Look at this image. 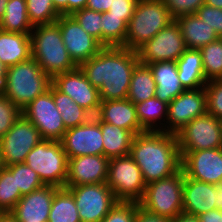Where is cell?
Instances as JSON below:
<instances>
[{"label":"cell","instance_id":"1","mask_svg":"<svg viewBox=\"0 0 222 222\" xmlns=\"http://www.w3.org/2000/svg\"><path fill=\"white\" fill-rule=\"evenodd\" d=\"M138 63L136 51L124 47H104L78 67L99 90L101 101H107L127 98L132 72Z\"/></svg>","mask_w":222,"mask_h":222},{"label":"cell","instance_id":"2","mask_svg":"<svg viewBox=\"0 0 222 222\" xmlns=\"http://www.w3.org/2000/svg\"><path fill=\"white\" fill-rule=\"evenodd\" d=\"M145 184L168 178L181 169L176 134L144 131L133 137L130 154Z\"/></svg>","mask_w":222,"mask_h":222},{"label":"cell","instance_id":"3","mask_svg":"<svg viewBox=\"0 0 222 222\" xmlns=\"http://www.w3.org/2000/svg\"><path fill=\"white\" fill-rule=\"evenodd\" d=\"M32 57L51 79L76 69L56 23L36 25L30 33Z\"/></svg>","mask_w":222,"mask_h":222},{"label":"cell","instance_id":"4","mask_svg":"<svg viewBox=\"0 0 222 222\" xmlns=\"http://www.w3.org/2000/svg\"><path fill=\"white\" fill-rule=\"evenodd\" d=\"M51 83L52 79L31 57L7 69L1 93L22 111L37 96L44 94Z\"/></svg>","mask_w":222,"mask_h":222},{"label":"cell","instance_id":"5","mask_svg":"<svg viewBox=\"0 0 222 222\" xmlns=\"http://www.w3.org/2000/svg\"><path fill=\"white\" fill-rule=\"evenodd\" d=\"M174 20L162 0H138L128 23L125 48L137 51Z\"/></svg>","mask_w":222,"mask_h":222},{"label":"cell","instance_id":"6","mask_svg":"<svg viewBox=\"0 0 222 222\" xmlns=\"http://www.w3.org/2000/svg\"><path fill=\"white\" fill-rule=\"evenodd\" d=\"M184 172L146 185L139 207L148 213L173 220L183 213Z\"/></svg>","mask_w":222,"mask_h":222},{"label":"cell","instance_id":"7","mask_svg":"<svg viewBox=\"0 0 222 222\" xmlns=\"http://www.w3.org/2000/svg\"><path fill=\"white\" fill-rule=\"evenodd\" d=\"M34 170L44 185L65 187L68 176V158L61 141L42 140L24 161Z\"/></svg>","mask_w":222,"mask_h":222},{"label":"cell","instance_id":"8","mask_svg":"<svg viewBox=\"0 0 222 222\" xmlns=\"http://www.w3.org/2000/svg\"><path fill=\"white\" fill-rule=\"evenodd\" d=\"M106 184L118 201L139 202L146 184L136 162L130 155L109 159Z\"/></svg>","mask_w":222,"mask_h":222},{"label":"cell","instance_id":"9","mask_svg":"<svg viewBox=\"0 0 222 222\" xmlns=\"http://www.w3.org/2000/svg\"><path fill=\"white\" fill-rule=\"evenodd\" d=\"M179 152L222 147L221 120L206 112L176 133Z\"/></svg>","mask_w":222,"mask_h":222},{"label":"cell","instance_id":"10","mask_svg":"<svg viewBox=\"0 0 222 222\" xmlns=\"http://www.w3.org/2000/svg\"><path fill=\"white\" fill-rule=\"evenodd\" d=\"M65 188L74 197L81 222H101L118 202L106 183Z\"/></svg>","mask_w":222,"mask_h":222},{"label":"cell","instance_id":"11","mask_svg":"<svg viewBox=\"0 0 222 222\" xmlns=\"http://www.w3.org/2000/svg\"><path fill=\"white\" fill-rule=\"evenodd\" d=\"M186 50L180 26L174 20L136 52L139 62L148 65L164 61L176 62Z\"/></svg>","mask_w":222,"mask_h":222},{"label":"cell","instance_id":"12","mask_svg":"<svg viewBox=\"0 0 222 222\" xmlns=\"http://www.w3.org/2000/svg\"><path fill=\"white\" fill-rule=\"evenodd\" d=\"M39 130L23 115L0 138V156L3 166L24 163L28 153L42 141Z\"/></svg>","mask_w":222,"mask_h":222},{"label":"cell","instance_id":"13","mask_svg":"<svg viewBox=\"0 0 222 222\" xmlns=\"http://www.w3.org/2000/svg\"><path fill=\"white\" fill-rule=\"evenodd\" d=\"M22 115L39 130L43 140L61 141L67 131L49 90L30 102Z\"/></svg>","mask_w":222,"mask_h":222},{"label":"cell","instance_id":"14","mask_svg":"<svg viewBox=\"0 0 222 222\" xmlns=\"http://www.w3.org/2000/svg\"><path fill=\"white\" fill-rule=\"evenodd\" d=\"M55 23L59 26L69 56L77 66L96 56L104 48L71 15H60Z\"/></svg>","mask_w":222,"mask_h":222},{"label":"cell","instance_id":"15","mask_svg":"<svg viewBox=\"0 0 222 222\" xmlns=\"http://www.w3.org/2000/svg\"><path fill=\"white\" fill-rule=\"evenodd\" d=\"M206 112L205 88L185 90L168 104L165 132L176 134L194 118Z\"/></svg>","mask_w":222,"mask_h":222},{"label":"cell","instance_id":"16","mask_svg":"<svg viewBox=\"0 0 222 222\" xmlns=\"http://www.w3.org/2000/svg\"><path fill=\"white\" fill-rule=\"evenodd\" d=\"M180 156L186 177L211 184L222 181V147L180 152Z\"/></svg>","mask_w":222,"mask_h":222},{"label":"cell","instance_id":"17","mask_svg":"<svg viewBox=\"0 0 222 222\" xmlns=\"http://www.w3.org/2000/svg\"><path fill=\"white\" fill-rule=\"evenodd\" d=\"M52 84L61 92L70 96L73 101L88 111L93 117L97 115L101 104L99 90L85 77L79 67L55 75Z\"/></svg>","mask_w":222,"mask_h":222},{"label":"cell","instance_id":"18","mask_svg":"<svg viewBox=\"0 0 222 222\" xmlns=\"http://www.w3.org/2000/svg\"><path fill=\"white\" fill-rule=\"evenodd\" d=\"M67 158L104 155L100 124L92 117L87 123L68 129L61 139Z\"/></svg>","mask_w":222,"mask_h":222},{"label":"cell","instance_id":"19","mask_svg":"<svg viewBox=\"0 0 222 222\" xmlns=\"http://www.w3.org/2000/svg\"><path fill=\"white\" fill-rule=\"evenodd\" d=\"M109 158L104 155H83L68 159L65 187L106 183Z\"/></svg>","mask_w":222,"mask_h":222},{"label":"cell","instance_id":"20","mask_svg":"<svg viewBox=\"0 0 222 222\" xmlns=\"http://www.w3.org/2000/svg\"><path fill=\"white\" fill-rule=\"evenodd\" d=\"M56 186L44 185L29 194L23 195L11 215L18 222H48Z\"/></svg>","mask_w":222,"mask_h":222},{"label":"cell","instance_id":"21","mask_svg":"<svg viewBox=\"0 0 222 222\" xmlns=\"http://www.w3.org/2000/svg\"><path fill=\"white\" fill-rule=\"evenodd\" d=\"M215 184L194 180L184 175L183 213L199 216L216 209Z\"/></svg>","mask_w":222,"mask_h":222},{"label":"cell","instance_id":"22","mask_svg":"<svg viewBox=\"0 0 222 222\" xmlns=\"http://www.w3.org/2000/svg\"><path fill=\"white\" fill-rule=\"evenodd\" d=\"M96 117L106 123L129 130L134 136L145 131L140 126L135 104L127 98L101 101Z\"/></svg>","mask_w":222,"mask_h":222},{"label":"cell","instance_id":"23","mask_svg":"<svg viewBox=\"0 0 222 222\" xmlns=\"http://www.w3.org/2000/svg\"><path fill=\"white\" fill-rule=\"evenodd\" d=\"M156 82L155 96L169 104L185 91L178 78L176 62L164 61L148 64Z\"/></svg>","mask_w":222,"mask_h":222},{"label":"cell","instance_id":"24","mask_svg":"<svg viewBox=\"0 0 222 222\" xmlns=\"http://www.w3.org/2000/svg\"><path fill=\"white\" fill-rule=\"evenodd\" d=\"M175 20L180 26L187 49L199 50L219 39L215 30L202 21L196 13L181 15Z\"/></svg>","mask_w":222,"mask_h":222},{"label":"cell","instance_id":"25","mask_svg":"<svg viewBox=\"0 0 222 222\" xmlns=\"http://www.w3.org/2000/svg\"><path fill=\"white\" fill-rule=\"evenodd\" d=\"M32 57L30 34L0 30V60L8 68Z\"/></svg>","mask_w":222,"mask_h":222},{"label":"cell","instance_id":"26","mask_svg":"<svg viewBox=\"0 0 222 222\" xmlns=\"http://www.w3.org/2000/svg\"><path fill=\"white\" fill-rule=\"evenodd\" d=\"M178 78L185 90L202 88L208 82L199 50L187 49L176 61Z\"/></svg>","mask_w":222,"mask_h":222},{"label":"cell","instance_id":"27","mask_svg":"<svg viewBox=\"0 0 222 222\" xmlns=\"http://www.w3.org/2000/svg\"><path fill=\"white\" fill-rule=\"evenodd\" d=\"M93 118L101 127L104 156L110 159L129 155L134 135L129 130L101 121L96 116Z\"/></svg>","mask_w":222,"mask_h":222},{"label":"cell","instance_id":"28","mask_svg":"<svg viewBox=\"0 0 222 222\" xmlns=\"http://www.w3.org/2000/svg\"><path fill=\"white\" fill-rule=\"evenodd\" d=\"M48 90L52 93L66 130L85 124L93 117L88 111L76 104L70 96L59 91L52 83Z\"/></svg>","mask_w":222,"mask_h":222},{"label":"cell","instance_id":"29","mask_svg":"<svg viewBox=\"0 0 222 222\" xmlns=\"http://www.w3.org/2000/svg\"><path fill=\"white\" fill-rule=\"evenodd\" d=\"M135 106L140 126L145 131L165 132V123L161 122L167 120L168 104L166 102L160 101L154 96L151 99L135 104ZM161 119L163 120L161 121ZM161 124L162 126H160Z\"/></svg>","mask_w":222,"mask_h":222},{"label":"cell","instance_id":"30","mask_svg":"<svg viewBox=\"0 0 222 222\" xmlns=\"http://www.w3.org/2000/svg\"><path fill=\"white\" fill-rule=\"evenodd\" d=\"M156 88L150 67L139 62L132 72L127 99L134 104L146 101L155 96Z\"/></svg>","mask_w":222,"mask_h":222},{"label":"cell","instance_id":"31","mask_svg":"<svg viewBox=\"0 0 222 222\" xmlns=\"http://www.w3.org/2000/svg\"><path fill=\"white\" fill-rule=\"evenodd\" d=\"M33 28L27 14L26 0H8L0 30L30 34Z\"/></svg>","mask_w":222,"mask_h":222},{"label":"cell","instance_id":"32","mask_svg":"<svg viewBox=\"0 0 222 222\" xmlns=\"http://www.w3.org/2000/svg\"><path fill=\"white\" fill-rule=\"evenodd\" d=\"M48 222H81L74 197L67 188L55 191Z\"/></svg>","mask_w":222,"mask_h":222},{"label":"cell","instance_id":"33","mask_svg":"<svg viewBox=\"0 0 222 222\" xmlns=\"http://www.w3.org/2000/svg\"><path fill=\"white\" fill-rule=\"evenodd\" d=\"M102 45L104 47H124L128 24L121 17L102 13Z\"/></svg>","mask_w":222,"mask_h":222},{"label":"cell","instance_id":"34","mask_svg":"<svg viewBox=\"0 0 222 222\" xmlns=\"http://www.w3.org/2000/svg\"><path fill=\"white\" fill-rule=\"evenodd\" d=\"M207 81L222 79V38L199 49Z\"/></svg>","mask_w":222,"mask_h":222},{"label":"cell","instance_id":"35","mask_svg":"<svg viewBox=\"0 0 222 222\" xmlns=\"http://www.w3.org/2000/svg\"><path fill=\"white\" fill-rule=\"evenodd\" d=\"M21 197L20 190L16 189L15 176L7 166H3L0 169V210L10 213Z\"/></svg>","mask_w":222,"mask_h":222},{"label":"cell","instance_id":"36","mask_svg":"<svg viewBox=\"0 0 222 222\" xmlns=\"http://www.w3.org/2000/svg\"><path fill=\"white\" fill-rule=\"evenodd\" d=\"M26 7L33 26L55 23L61 15L52 0H26Z\"/></svg>","mask_w":222,"mask_h":222},{"label":"cell","instance_id":"37","mask_svg":"<svg viewBox=\"0 0 222 222\" xmlns=\"http://www.w3.org/2000/svg\"><path fill=\"white\" fill-rule=\"evenodd\" d=\"M7 167L12 171V176H15L16 189L20 190L22 196L44 186L38 174L26 163H16Z\"/></svg>","mask_w":222,"mask_h":222},{"label":"cell","instance_id":"38","mask_svg":"<svg viewBox=\"0 0 222 222\" xmlns=\"http://www.w3.org/2000/svg\"><path fill=\"white\" fill-rule=\"evenodd\" d=\"M71 16L91 36L102 44V13L84 8L77 10Z\"/></svg>","mask_w":222,"mask_h":222},{"label":"cell","instance_id":"39","mask_svg":"<svg viewBox=\"0 0 222 222\" xmlns=\"http://www.w3.org/2000/svg\"><path fill=\"white\" fill-rule=\"evenodd\" d=\"M204 88L207 112L222 120V79L209 80Z\"/></svg>","mask_w":222,"mask_h":222},{"label":"cell","instance_id":"40","mask_svg":"<svg viewBox=\"0 0 222 222\" xmlns=\"http://www.w3.org/2000/svg\"><path fill=\"white\" fill-rule=\"evenodd\" d=\"M22 111L0 92V138L20 118Z\"/></svg>","mask_w":222,"mask_h":222},{"label":"cell","instance_id":"41","mask_svg":"<svg viewBox=\"0 0 222 222\" xmlns=\"http://www.w3.org/2000/svg\"><path fill=\"white\" fill-rule=\"evenodd\" d=\"M136 202L118 201L101 222H134Z\"/></svg>","mask_w":222,"mask_h":222},{"label":"cell","instance_id":"42","mask_svg":"<svg viewBox=\"0 0 222 222\" xmlns=\"http://www.w3.org/2000/svg\"><path fill=\"white\" fill-rule=\"evenodd\" d=\"M171 16L176 19L181 15L196 13L205 0H162Z\"/></svg>","mask_w":222,"mask_h":222},{"label":"cell","instance_id":"43","mask_svg":"<svg viewBox=\"0 0 222 222\" xmlns=\"http://www.w3.org/2000/svg\"><path fill=\"white\" fill-rule=\"evenodd\" d=\"M196 15L222 38V9L204 4L197 10Z\"/></svg>","mask_w":222,"mask_h":222},{"label":"cell","instance_id":"44","mask_svg":"<svg viewBox=\"0 0 222 222\" xmlns=\"http://www.w3.org/2000/svg\"><path fill=\"white\" fill-rule=\"evenodd\" d=\"M138 0H112L110 16L121 17L127 24L132 17Z\"/></svg>","mask_w":222,"mask_h":222},{"label":"cell","instance_id":"45","mask_svg":"<svg viewBox=\"0 0 222 222\" xmlns=\"http://www.w3.org/2000/svg\"><path fill=\"white\" fill-rule=\"evenodd\" d=\"M52 3L61 15H71L77 10L84 9L87 0H52Z\"/></svg>","mask_w":222,"mask_h":222},{"label":"cell","instance_id":"46","mask_svg":"<svg viewBox=\"0 0 222 222\" xmlns=\"http://www.w3.org/2000/svg\"><path fill=\"white\" fill-rule=\"evenodd\" d=\"M134 222H172V220L148 213L140 208L139 204L136 202V216Z\"/></svg>","mask_w":222,"mask_h":222},{"label":"cell","instance_id":"47","mask_svg":"<svg viewBox=\"0 0 222 222\" xmlns=\"http://www.w3.org/2000/svg\"><path fill=\"white\" fill-rule=\"evenodd\" d=\"M112 4V0H87L86 8L96 12H108Z\"/></svg>","mask_w":222,"mask_h":222},{"label":"cell","instance_id":"48","mask_svg":"<svg viewBox=\"0 0 222 222\" xmlns=\"http://www.w3.org/2000/svg\"><path fill=\"white\" fill-rule=\"evenodd\" d=\"M198 218L200 222H222V211L213 209L199 215Z\"/></svg>","mask_w":222,"mask_h":222},{"label":"cell","instance_id":"49","mask_svg":"<svg viewBox=\"0 0 222 222\" xmlns=\"http://www.w3.org/2000/svg\"><path fill=\"white\" fill-rule=\"evenodd\" d=\"M172 222H200L197 216H191L187 214H179Z\"/></svg>","mask_w":222,"mask_h":222},{"label":"cell","instance_id":"50","mask_svg":"<svg viewBox=\"0 0 222 222\" xmlns=\"http://www.w3.org/2000/svg\"><path fill=\"white\" fill-rule=\"evenodd\" d=\"M216 187V209L222 211V181L215 184Z\"/></svg>","mask_w":222,"mask_h":222},{"label":"cell","instance_id":"51","mask_svg":"<svg viewBox=\"0 0 222 222\" xmlns=\"http://www.w3.org/2000/svg\"><path fill=\"white\" fill-rule=\"evenodd\" d=\"M8 67L0 60V90L4 87Z\"/></svg>","mask_w":222,"mask_h":222},{"label":"cell","instance_id":"52","mask_svg":"<svg viewBox=\"0 0 222 222\" xmlns=\"http://www.w3.org/2000/svg\"><path fill=\"white\" fill-rule=\"evenodd\" d=\"M204 4L222 9V0H205Z\"/></svg>","mask_w":222,"mask_h":222},{"label":"cell","instance_id":"53","mask_svg":"<svg viewBox=\"0 0 222 222\" xmlns=\"http://www.w3.org/2000/svg\"><path fill=\"white\" fill-rule=\"evenodd\" d=\"M0 222H18V221L11 215V213H4L0 217Z\"/></svg>","mask_w":222,"mask_h":222},{"label":"cell","instance_id":"54","mask_svg":"<svg viewBox=\"0 0 222 222\" xmlns=\"http://www.w3.org/2000/svg\"><path fill=\"white\" fill-rule=\"evenodd\" d=\"M8 0H0V22L4 17L5 8L7 6Z\"/></svg>","mask_w":222,"mask_h":222},{"label":"cell","instance_id":"55","mask_svg":"<svg viewBox=\"0 0 222 222\" xmlns=\"http://www.w3.org/2000/svg\"><path fill=\"white\" fill-rule=\"evenodd\" d=\"M3 167L2 162H1V156H0V169Z\"/></svg>","mask_w":222,"mask_h":222},{"label":"cell","instance_id":"56","mask_svg":"<svg viewBox=\"0 0 222 222\" xmlns=\"http://www.w3.org/2000/svg\"><path fill=\"white\" fill-rule=\"evenodd\" d=\"M4 213L0 210V217L3 215Z\"/></svg>","mask_w":222,"mask_h":222}]
</instances>
